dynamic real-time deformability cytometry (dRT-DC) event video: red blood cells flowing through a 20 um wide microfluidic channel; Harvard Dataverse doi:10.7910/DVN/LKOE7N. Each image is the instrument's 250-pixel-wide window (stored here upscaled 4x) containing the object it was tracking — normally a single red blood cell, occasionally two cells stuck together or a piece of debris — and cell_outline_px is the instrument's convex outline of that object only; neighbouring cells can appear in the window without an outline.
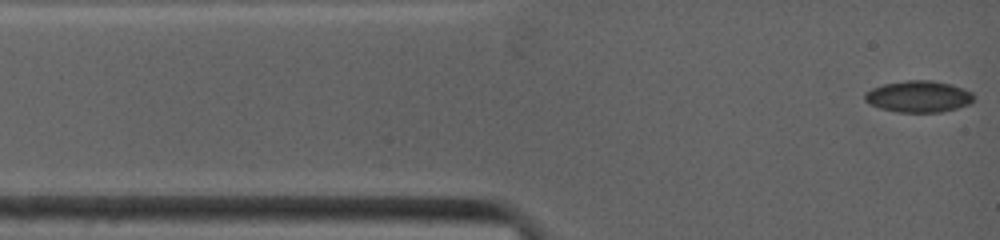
{"species": "common noctule bat (a hibernating species)", "species_latin": "Nyctalus noctula", "temperature_condition": "warm", "stored_images_in_passage": 58, "camera_frame_rate_fps": 4500, "um_per_image_px": 0.085, "animal": {"sex": "female", "body_mass_g": 19.0, "forearm_length_mm": 53.3}, "frame": {"image": 1, "passage_image": 1, "time_ms": 0.0, "image_size_px": [1000, 240], "cell_outline_px": [[972, 100], [968, 104], [956, 108], [940, 112], [896, 112], [880, 108], [868, 104], [864, 100], [864, 92], [872, 88], [884, 84], [904, 80], [932, 80], [952, 84], [964, 88], [972, 92]], "centroid_in_image_um": [78.03, 8.19], "position_along_channel_um": 7.0, "area_um2": 20.11}}
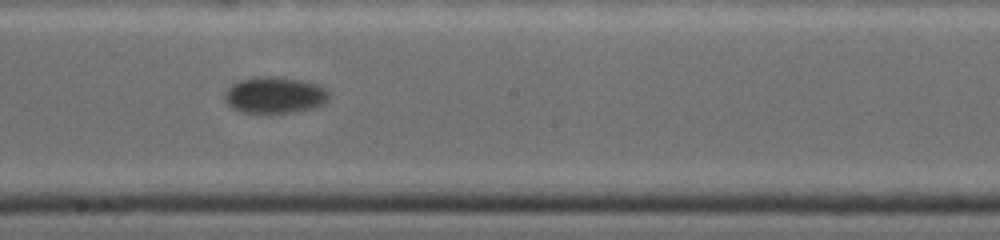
{"frame": {"image": 2, "passage_image": 25, "time_ms": 7.333, "image_size_px": [1000, 240], "cell_outline_px": [[332, 96], [324, 104], [312, 108], [292, 112], [244, 112], [232, 108], [224, 100], [224, 92], [232, 84], [240, 80], [252, 76], [272, 76], [304, 80], [316, 84], [324, 88]], "centroid_in_image_um": [23.35, 8.06], "position_along_channel_um": 224.8, "area_um2": 22.25}}
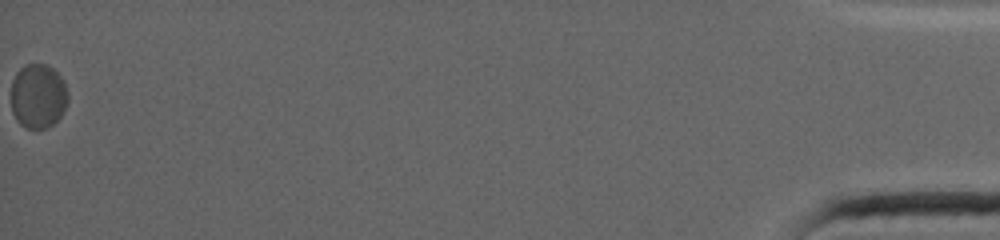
{"frame": {"image": 3, "passage_image": 58, "time_ms": 18.222, "image_size_px": [1000, 240], "cell_outline_px": [[68, 100], [60, 116], [48, 128], [28, 128], [20, 124], [16, 120], [12, 112], [12, 80], [16, 72], [24, 64], [44, 64], [52, 68], [64, 80], [68, 92]], "centroid_in_image_um": [3.23, 8.15], "position_along_channel_um": 432.0, "area_um2": 21.39}, "authors_computed_cell_mechanics": {"area_um2": 21.3571, "velocity_mm_per_s": 3.5862, "shape_relaxation_time_tau1_ms": 3.558, "shape_relaxation_time_tau2_ms": null, "deformation_change_tau1": 0.0455, "deformation_change_tau2": null}}